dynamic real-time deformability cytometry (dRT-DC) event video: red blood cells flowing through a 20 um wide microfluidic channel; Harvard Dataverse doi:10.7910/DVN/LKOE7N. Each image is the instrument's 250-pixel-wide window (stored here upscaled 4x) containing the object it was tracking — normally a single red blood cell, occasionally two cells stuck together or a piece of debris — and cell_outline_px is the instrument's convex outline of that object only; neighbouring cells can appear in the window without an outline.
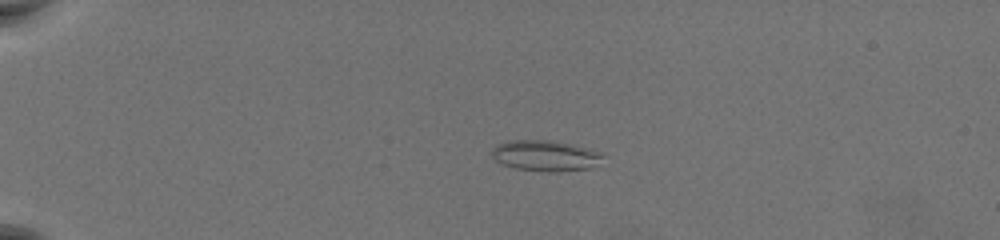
{"species": "common noctule bat (a hibernating species)", "species_latin": "Nyctalus noctula", "temperature_condition": "warm", "stored_images_in_passage": 61, "camera_frame_rate_fps": 3000, "um_per_image_px": 0.085, "animal": {"sex": "female", "body_mass_g": 19.5, "forearm_length_mm": 54.1}, "frame": {"image": 1, "passage_image": 17, "time_ms": 5.333, "image_size_px": [1000, 240], "cell_outline_px": [[604, 156], [588, 168], [556, 172], [548, 172], [516, 168], [504, 164], [496, 160], [492, 156], [492, 148], [496, 144], [508, 140], [548, 140], [572, 144], [604, 152]], "centroid_in_image_um": [46.33, 13.21], "position_along_channel_um": 38.7, "area_um2": 19.77}}
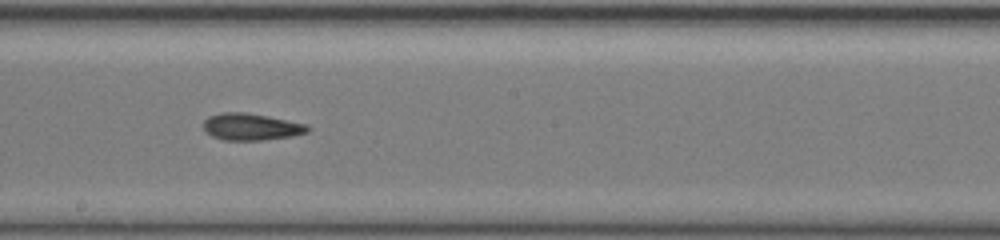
{"frame": {"image": 2, "passage_image": 38, "time_ms": 12.333, "image_size_px": [1000, 240], "cell_outline_px": [[308, 132], [292, 136], [260, 140], [224, 140], [212, 136], [204, 128], [204, 120], [208, 116], [220, 112], [244, 112], [268, 116], [308, 124]], "centroid_in_image_um": [21.34, 10.77], "position_along_channel_um": 226.9, "area_um2": 16.24}}
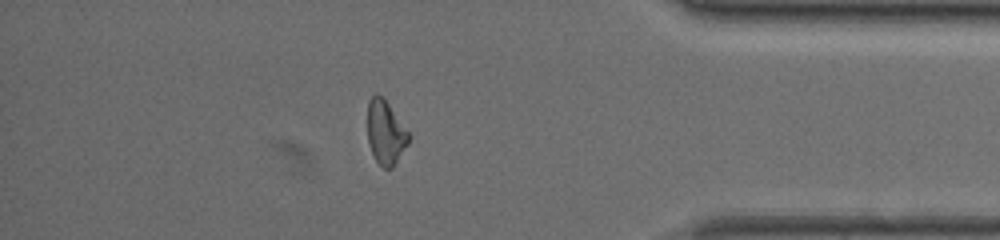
{"frame": {"image": 3, "passage_image": 54, "time_ms": 17.667, "image_size_px": [1000, 240], "cell_outline_px": [[412, 136], [408, 144], [392, 168], [384, 168], [376, 160], [372, 152], [368, 140], [368, 100], [376, 92], [388, 104]], "centroid_in_image_um": [32.79, 11.26], "position_along_channel_um": 402.4, "area_um2": 15.14}, "authors_computed_cell_mechanics": {"area_um2": 16.5886, "velocity_mm_per_s": 3.7056, "shape_relaxation_time_tau1_ms": null, "shape_relaxation_time_tau2_ms": 2.9935, "deformation_change_tau1": null, "deformation_change_tau2": 0.0788}}